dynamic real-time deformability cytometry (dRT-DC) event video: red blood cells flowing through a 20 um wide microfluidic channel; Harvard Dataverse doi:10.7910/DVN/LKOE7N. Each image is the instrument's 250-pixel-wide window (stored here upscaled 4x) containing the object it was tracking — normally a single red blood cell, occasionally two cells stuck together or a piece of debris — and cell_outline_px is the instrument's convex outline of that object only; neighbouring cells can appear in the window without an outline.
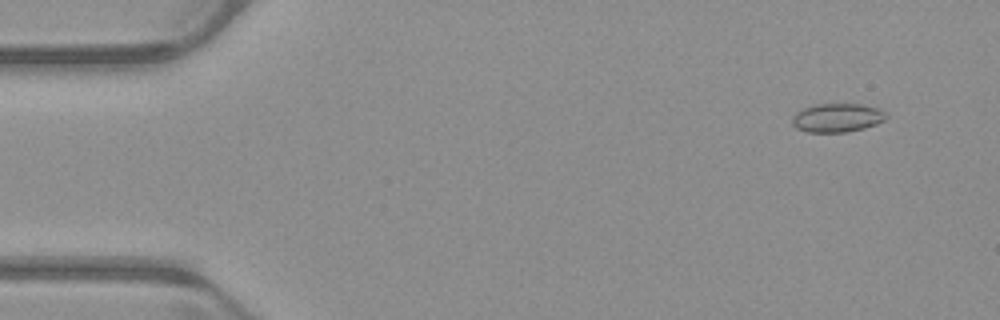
{"species": "common noctule bat (a hibernating species)", "species_latin": "Nyctalus noctula", "temperature_condition": "warm", "stored_images_in_passage": 12, "camera_frame_rate_fps": 3000, "um_per_image_px": 0.085, "animal": {"sex": "male", "body_mass_g": 23.1, "forearm_length_mm": 52.7}, "frame": {"image": 1, "passage_image": 4, "time_ms": 1.0, "image_size_px": [1000, 320], "cell_outline_px": [[888, 116], [884, 120], [876, 124], [864, 128], [848, 132], [808, 132], [796, 128], [792, 124], [792, 116], [796, 112], [804, 108], [816, 104], [860, 104], [880, 108]], "centroid_in_image_um": [71.16, 10.01], "position_along_channel_um": 13.8, "area_um2": 15.78}}